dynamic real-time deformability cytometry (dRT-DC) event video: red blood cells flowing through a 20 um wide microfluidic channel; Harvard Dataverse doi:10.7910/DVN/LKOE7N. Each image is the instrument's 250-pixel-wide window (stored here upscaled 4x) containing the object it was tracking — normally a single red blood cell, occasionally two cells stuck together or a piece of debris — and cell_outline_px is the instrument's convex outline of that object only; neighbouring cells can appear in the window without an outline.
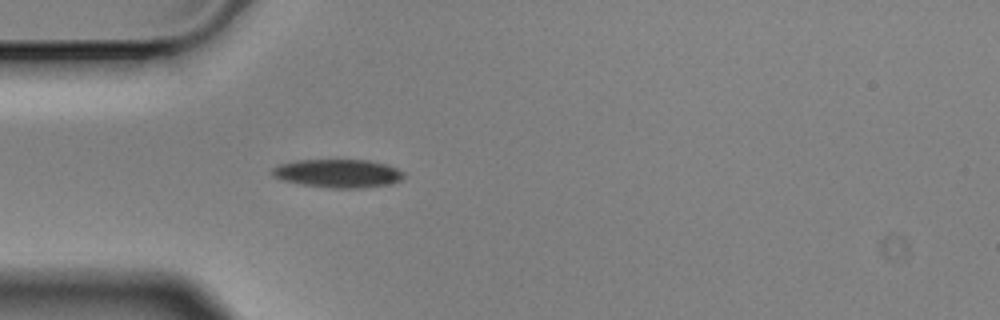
{"species": "Egyptian fruit bat (a non-hibernating species)", "species_latin": "Rousettus aegyptiacus", "temperature_condition": "cold", "stored_images_in_passage": 42, "camera_frame_rate_fps": 3000, "um_per_image_px": 0.085, "animal": {"sex": "male"}, "frame": {"image": 1, "passage_image": 1, "time_ms": 0.0, "image_size_px": [1000, 320], "cell_outline_px": [[400, 176], [392, 180], [376, 184], [320, 184], [296, 180], [280, 176], [276, 172], [276, 168], [288, 164], [316, 160], [352, 160], [376, 164], [392, 168]], "centroid_in_image_um": [28.71, 14.65], "position_along_channel_um": 56.3, "area_um2": 16.94}}
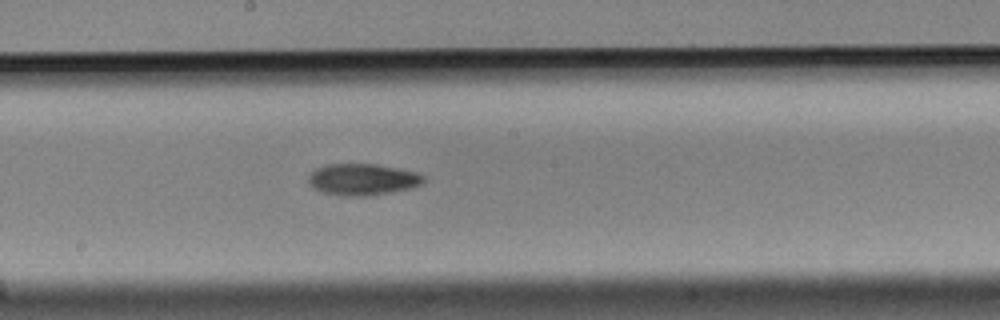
{"frame": {"image": 2, "passage_image": 15, "time_ms": 4.667, "image_size_px": [1000, 320], "cell_outline_px": [[420, 180], [416, 184], [396, 188], [372, 192], [336, 192], [324, 188], [316, 184], [312, 180], [312, 176], [316, 172], [324, 168], [348, 164], [360, 164], [384, 168], [404, 172], [420, 176]], "centroid_in_image_um": [30.79, 15.18], "position_along_channel_um": 217.4, "area_um2": 16.18}}
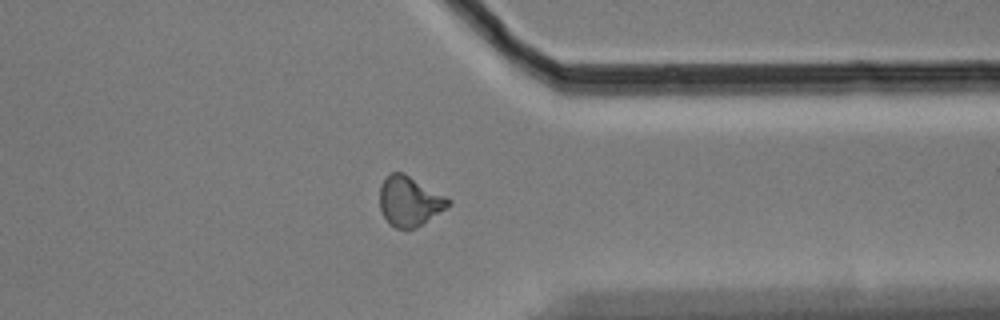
{"frame": {"image": 3, "passage_image": 29, "time_ms": 9.333, "image_size_px": [1000, 320], "cell_outline_px": [[448, 204], [444, 208], [420, 224], [412, 228], [400, 228], [392, 224], [384, 216], [380, 204], [380, 188], [384, 180], [392, 172], [400, 172], [408, 176], [448, 200]], "centroid_in_image_um": [34.72, 17.1], "position_along_channel_um": 376.7, "area_um2": 18.26}, "authors_computed_cell_mechanics": {"area_um2": 16.5597, "velocity_mm_per_s": 3.5243, "shape_relaxation_time_tau1_ms": 5.0077, "shape_relaxation_time_tau2_ms": null, "deformation_change_tau1": 0.1748, "deformation_change_tau2": null}}